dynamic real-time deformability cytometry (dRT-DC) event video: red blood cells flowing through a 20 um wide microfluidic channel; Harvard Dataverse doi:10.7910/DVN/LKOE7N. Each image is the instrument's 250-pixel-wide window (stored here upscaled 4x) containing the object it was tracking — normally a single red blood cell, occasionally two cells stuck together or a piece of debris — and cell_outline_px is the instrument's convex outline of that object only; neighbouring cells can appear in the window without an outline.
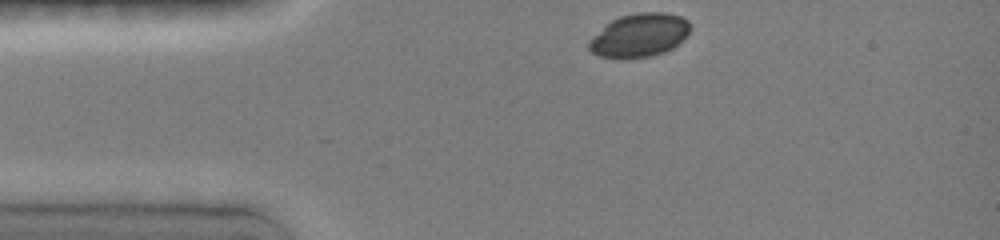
{"species": "common noctule bat (a hibernating species)", "species_latin": "Nyctalus noctula", "temperature_condition": "room temperature", "stored_images_in_passage": 4, "camera_frame_rate_fps": 3000, "um_per_image_px": 0.085, "animal": {"sex": "female", "body_mass_g": 19.0, "forearm_length_mm": 51.5}, "frame": {"image": 1, "passage_image": 1, "time_ms": 0.0, "image_size_px": [1000, 240], "cell_outline_px": [[688, 32], [672, 48], [664, 52], [648, 56], [600, 56], [592, 52], [588, 48], [588, 40], [604, 24], [620, 16], [636, 12], [664, 12], [680, 16], [688, 20]], "centroid_in_image_um": [54.3, 2.95], "position_along_channel_um": 30.7, "area_um2": 25.03}}